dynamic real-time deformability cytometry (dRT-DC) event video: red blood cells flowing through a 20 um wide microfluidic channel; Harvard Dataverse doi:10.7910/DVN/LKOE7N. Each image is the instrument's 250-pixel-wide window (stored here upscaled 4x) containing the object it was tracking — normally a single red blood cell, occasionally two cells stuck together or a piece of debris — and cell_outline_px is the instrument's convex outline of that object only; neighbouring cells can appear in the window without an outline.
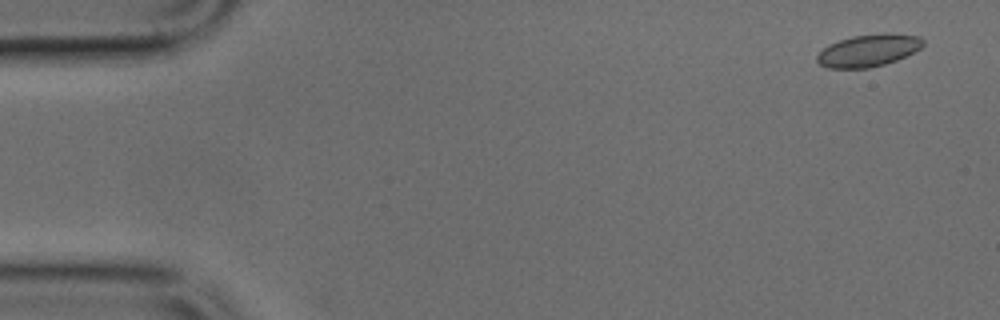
{"species": "common noctule bat (a hibernating species)", "species_latin": "Nyctalus noctula", "temperature_condition": "cold", "stored_images_in_passage": 4, "camera_frame_rate_fps": 3000, "um_per_image_px": 0.085, "animal": {"sex": "male", "body_mass_g": 17.9, "forearm_length_mm": 54.2}, "frame": {"image": 1, "passage_image": 1, "time_ms": 0.0, "image_size_px": [1000, 320], "cell_outline_px": [[924, 44], [920, 48], [896, 60], [884, 64], [868, 68], [828, 68], [820, 64], [816, 60], [816, 56], [828, 44], [852, 36], [920, 36], [924, 40]], "centroid_in_image_um": [73.73, 4.34], "position_along_channel_um": 11.3, "area_um2": 18.9}}
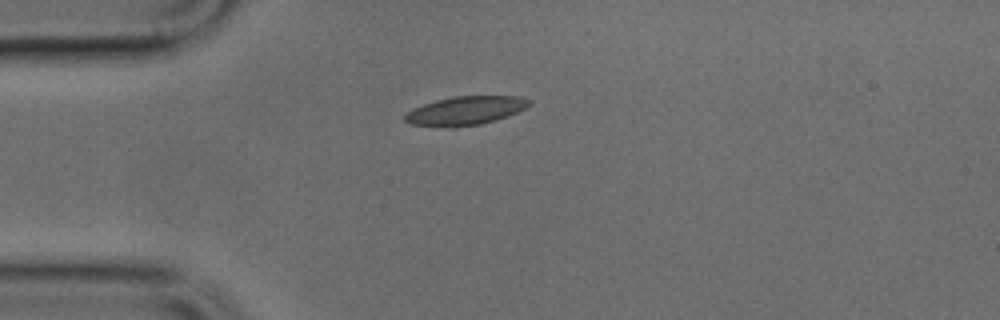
{"frame": {"image": 2, "passage_image": 3, "time_ms": 0.667, "image_size_px": [1000, 320], "cell_outline_px": [[532, 104], [508, 116], [496, 120], [480, 124], [456, 128], [452, 128], [408, 124], [404, 120], [404, 116], [412, 108], [436, 100], [452, 96], [520, 96], [528, 100]], "centroid_in_image_um": [39.52, 9.42], "position_along_channel_um": 45.5, "area_um2": 20.92}}